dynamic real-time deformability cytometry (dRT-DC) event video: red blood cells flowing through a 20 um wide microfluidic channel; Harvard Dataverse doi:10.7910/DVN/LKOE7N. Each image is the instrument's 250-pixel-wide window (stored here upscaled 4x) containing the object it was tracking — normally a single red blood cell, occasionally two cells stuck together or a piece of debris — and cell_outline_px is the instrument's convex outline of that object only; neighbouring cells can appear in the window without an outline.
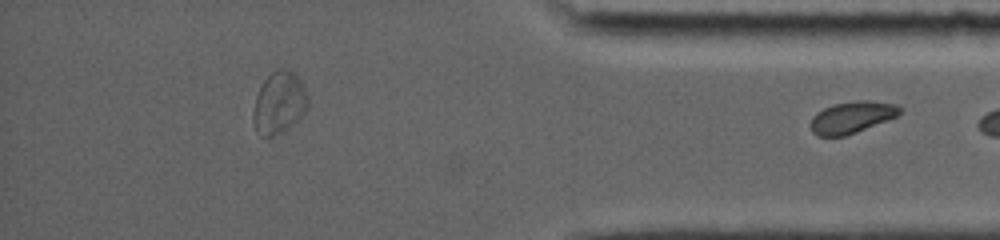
{"species": "common noctule bat (a hibernating species)", "species_latin": "Nyctalus noctula", "temperature_condition": "room temperature", "stored_images_in_passage": 41, "segment_of_instrument_passage": [2, 2], "camera_frame_rate_fps": 5000, "um_per_image_px": 0.085, "animal": {"sex": "female", "body_mass_g": 19.0, "forearm_length_mm": 56.7}, "frame": {"image": 1, "passage_image": 41, "time_ms": 13.0, "image_size_px": [1000, 240], "cell_outline_px": [[904, 108], [896, 116], [888, 120], [856, 132], [844, 136], [816, 136], [812, 132], [812, 116], [816, 112], [832, 104], [860, 100], [868, 100], [896, 104]], "centroid_in_image_um": [72.42, 9.96], "position_along_channel_um": 362.8, "area_um2": 16.47}}